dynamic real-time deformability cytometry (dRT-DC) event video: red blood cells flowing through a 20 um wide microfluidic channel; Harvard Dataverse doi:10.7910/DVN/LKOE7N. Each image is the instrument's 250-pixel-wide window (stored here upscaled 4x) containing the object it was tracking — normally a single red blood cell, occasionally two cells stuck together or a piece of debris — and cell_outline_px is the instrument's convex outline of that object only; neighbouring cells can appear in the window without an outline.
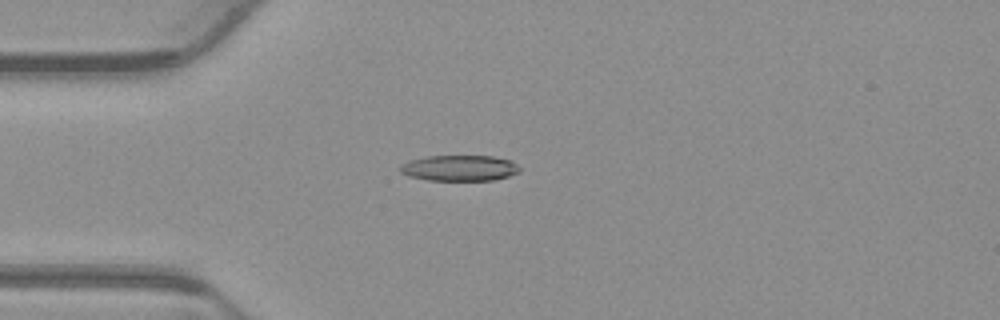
{"species": "common noctule bat (a hibernating species)", "species_latin": "Nyctalus noctula", "temperature_condition": "warm", "stored_images_in_passage": 52, "camera_frame_rate_fps": 3000, "um_per_image_px": 0.085, "animal": {"sex": "male", "body_mass_g": 23.1, "forearm_length_mm": 52.7}, "frame": {"image": 1, "passage_image": 13, "time_ms": 4.0, "image_size_px": [1000, 320], "cell_outline_px": [[520, 172], [508, 176], [492, 180], [428, 180], [408, 176], [400, 172], [400, 164], [408, 160], [428, 156], [492, 156], [512, 160], [520, 168]], "centroid_in_image_um": [39.04, 14.28], "position_along_channel_um": 46.0, "area_um2": 18.03}}
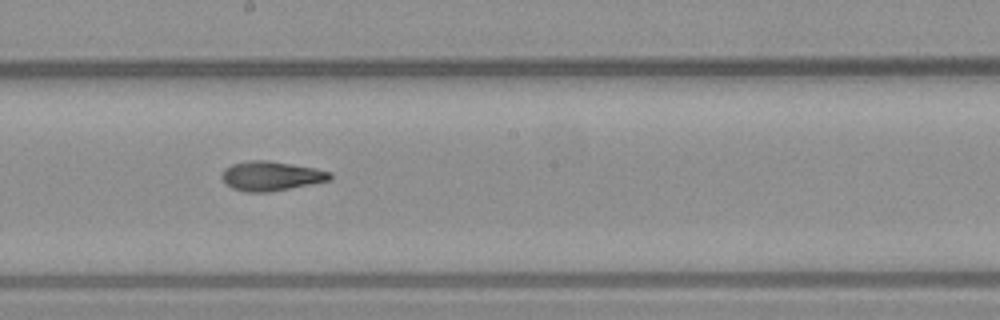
{"frame": {"image": 2, "passage_image": 28, "time_ms": 9.0, "image_size_px": [1000, 320], "cell_outline_px": [[332, 180], [312, 184], [268, 192], [244, 192], [232, 188], [220, 176], [224, 168], [232, 164], [248, 160], [268, 160], [316, 168], [332, 172]], "centroid_in_image_um": [23.06, 14.95], "position_along_channel_um": 225.1, "area_um2": 18.67}}
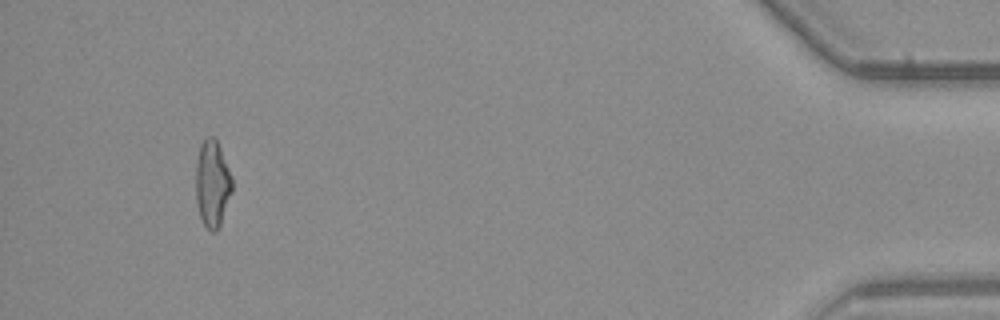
{"frame": {"image": 3, "passage_image": 49, "time_ms": 16.0, "image_size_px": [1000, 320], "cell_outline_px": [[232, 192], [220, 224], [216, 232], [212, 232], [204, 224], [200, 216], [196, 204], [196, 164], [200, 144], [204, 136], [212, 136], [216, 140], [220, 148], [232, 176]], "centroid_in_image_um": [18.04, 15.59], "position_along_channel_um": 417.2, "area_um2": 18.38}, "authors_computed_cell_mechanics": {"area_um2": 18.2648, "velocity_mm_per_s": 3.8666, "shape_relaxation_time_tau1_ms": 6.1737, "shape_relaxation_time_tau2_ms": 2.9279, "deformation_change_tau1": 0.1922, "deformation_change_tau2": 0.1133}}